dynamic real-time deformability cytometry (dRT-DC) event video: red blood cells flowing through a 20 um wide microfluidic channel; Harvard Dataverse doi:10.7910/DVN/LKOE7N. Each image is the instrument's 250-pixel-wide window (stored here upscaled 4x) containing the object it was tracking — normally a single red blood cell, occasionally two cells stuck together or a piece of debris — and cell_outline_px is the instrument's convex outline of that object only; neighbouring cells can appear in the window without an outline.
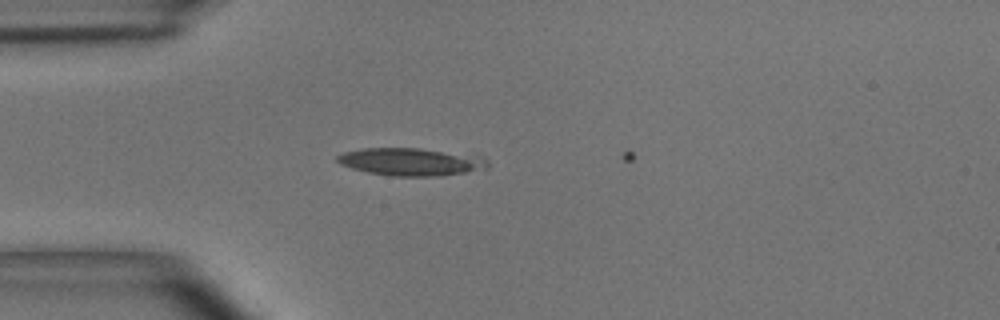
{"species": "common noctule bat (a hibernating species)", "species_latin": "Nyctalus noctula", "temperature_condition": "room temperature", "stored_images_in_passage": 3, "camera_frame_rate_fps": 3000, "um_per_image_px": 0.085, "animal": {"sex": "male", "body_mass_g": 15.6}, "frame": {"image": 1, "passage_image": 2, "time_ms": 0.333, "image_size_px": [1000, 320], "cell_outline_px": [[488, 168], [464, 172], [432, 176], [392, 176], [368, 172], [352, 168], [340, 164], [336, 160], [336, 156], [344, 152], [364, 148], [420, 148], [476, 152], [488, 160]], "centroid_in_image_um": [35.04, 13.72], "position_along_channel_um": 50.0, "area_um2": 24.8}}